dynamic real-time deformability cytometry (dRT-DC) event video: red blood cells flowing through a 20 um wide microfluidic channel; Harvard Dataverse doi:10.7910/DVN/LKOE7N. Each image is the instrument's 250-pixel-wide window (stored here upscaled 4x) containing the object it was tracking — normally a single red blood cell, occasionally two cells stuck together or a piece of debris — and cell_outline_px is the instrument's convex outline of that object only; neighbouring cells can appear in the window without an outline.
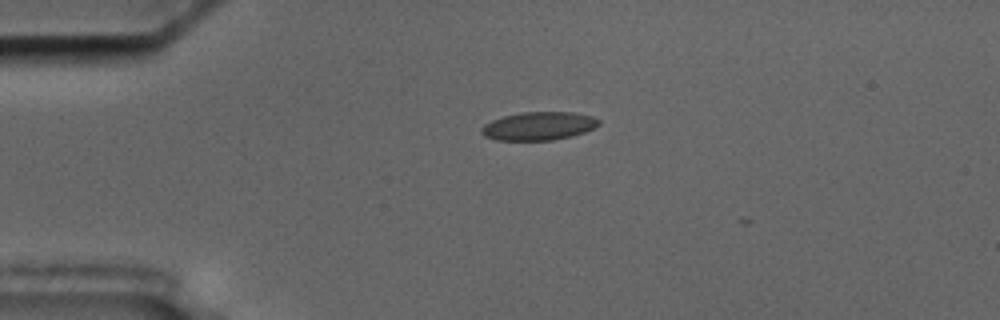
{"species": "common noctule bat (a hibernating species)", "species_latin": "Nyctalus noctula", "temperature_condition": "cold", "stored_images_in_passage": 9, "camera_frame_rate_fps": 3000, "um_per_image_px": 0.085, "animal": {"sex": "male", "body_mass_g": 17.5, "forearm_length_mm": 52.3}, "frame": {"image": 1, "passage_image": 1, "time_ms": 0.0, "image_size_px": [1000, 320], "cell_outline_px": [[600, 124], [584, 132], [572, 136], [552, 140], [496, 140], [484, 136], [480, 132], [480, 128], [484, 124], [492, 120], [504, 116], [520, 112], [572, 112], [592, 116], [600, 120]], "centroid_in_image_um": [45.76, 10.71], "position_along_channel_um": 39.2, "area_um2": 19.36}}